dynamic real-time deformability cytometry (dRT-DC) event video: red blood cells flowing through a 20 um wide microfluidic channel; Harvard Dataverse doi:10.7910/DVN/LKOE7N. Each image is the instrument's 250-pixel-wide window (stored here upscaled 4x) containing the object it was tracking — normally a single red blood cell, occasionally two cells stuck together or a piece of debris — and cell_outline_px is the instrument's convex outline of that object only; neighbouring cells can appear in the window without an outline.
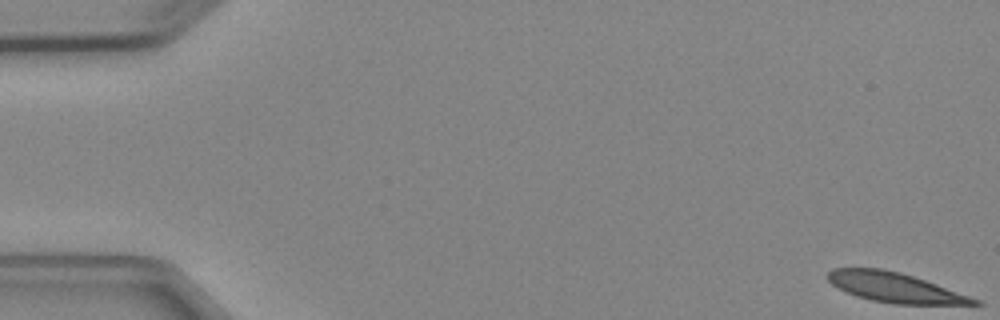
{"species": "Egyptian fruit bat (a non-hibernating species)", "species_latin": "Rousettus aegyptiacus", "temperature_condition": "cold", "stored_images_in_passage": 5, "camera_frame_rate_fps": 3000, "um_per_image_px": 0.085, "animal": {"sex": "female"}, "frame": {"image": 1, "passage_image": 1, "time_ms": 0.0, "image_size_px": [1000, 320], "cell_outline_px": [[984, 304], [892, 304], [872, 300], [856, 296], [832, 284], [824, 276], [832, 268], [880, 268], [900, 272], [936, 284], [980, 300]], "centroid_in_image_um": [76.02, 24.43], "position_along_channel_um": 9.0, "area_um2": 25.09}}
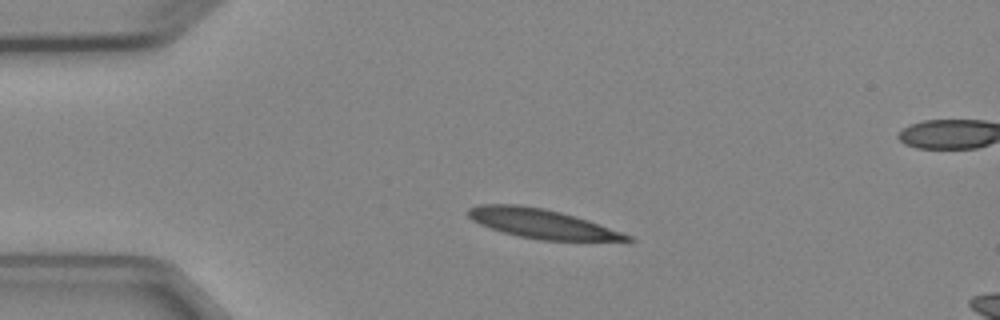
{"frame": {"image": 2, "passage_image": 4, "time_ms": 3.667, "image_size_px": [1000, 320], "cell_outline_px": [[636, 240], [540, 240], [520, 236], [504, 232], [480, 224], [472, 220], [468, 216], [468, 208], [480, 204], [516, 204], [544, 208], [560, 212], [588, 220], [632, 236]], "centroid_in_image_um": [46.01, 18.99], "position_along_channel_um": 39.0, "area_um2": 26.65}}